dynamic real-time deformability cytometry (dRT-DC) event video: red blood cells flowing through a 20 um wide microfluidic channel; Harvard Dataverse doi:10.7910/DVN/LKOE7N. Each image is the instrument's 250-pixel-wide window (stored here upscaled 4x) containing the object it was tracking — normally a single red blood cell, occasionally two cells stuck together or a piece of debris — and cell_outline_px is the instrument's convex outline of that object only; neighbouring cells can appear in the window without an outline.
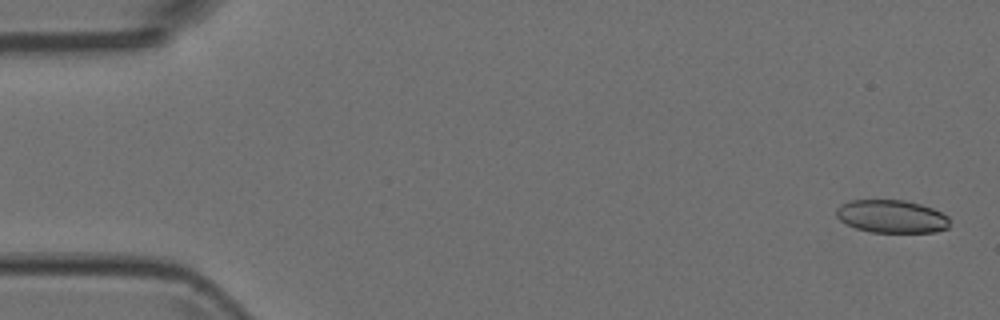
{"species": "Egyptian fruit bat (a non-hibernating species)", "species_latin": "Rousettus aegyptiacus", "temperature_condition": "room temperature", "stored_images_in_passage": 6, "camera_frame_rate_fps": 3000, "um_per_image_px": 0.085, "animal": {"sex": "female"}, "frame": {"image": 1, "passage_image": 1, "time_ms": 0.0, "image_size_px": [1000, 320], "cell_outline_px": [[948, 228], [936, 232], [872, 232], [856, 228], [840, 220], [836, 216], [836, 208], [840, 204], [848, 200], [904, 200], [920, 204], [932, 208], [948, 216]], "centroid_in_image_um": [75.76, 18.39], "position_along_channel_um": 9.2, "area_um2": 21.73}}
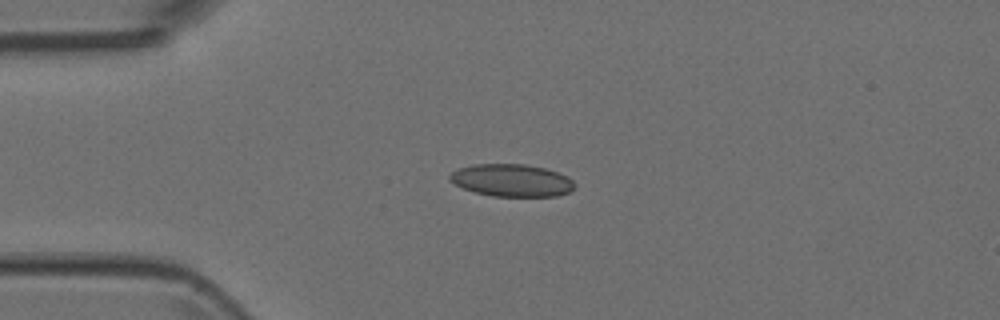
{"frame": {"image": 2, "passage_image": 4, "time_ms": 1.0, "image_size_px": [1000, 320], "cell_outline_px": [[576, 188], [568, 192], [556, 196], [492, 196], [476, 192], [464, 188], [448, 180], [448, 176], [452, 172], [460, 168], [472, 164], [528, 164], [544, 168], [568, 176], [576, 184]], "centroid_in_image_um": [43.51, 15.32], "position_along_channel_um": 41.5, "area_um2": 23.58}}
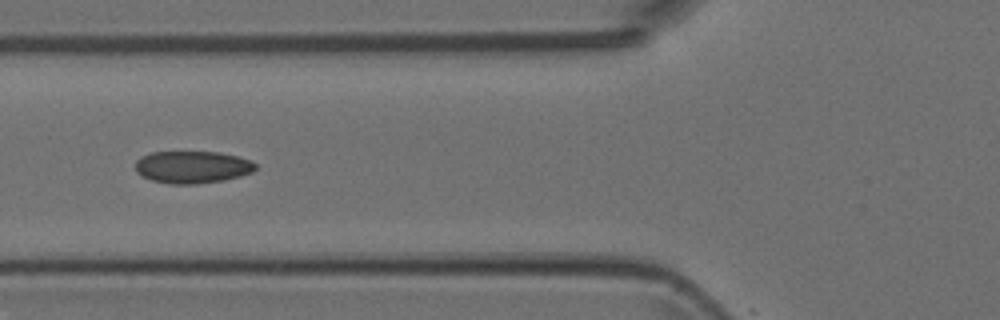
{"frame": {"image": 3, "passage_image": 6, "time_ms": 1.667, "image_size_px": [1000, 320], "cell_outline_px": [[256, 168], [252, 172], [240, 176], [224, 180], [196, 184], [168, 184], [152, 180], [140, 176], [136, 172], [136, 160], [140, 156], [152, 152], [220, 152], [252, 160], [256, 164]], "centroid_in_image_um": [16.33, 14.2], "position_along_channel_um": 109.5, "area_um2": 22.77}}